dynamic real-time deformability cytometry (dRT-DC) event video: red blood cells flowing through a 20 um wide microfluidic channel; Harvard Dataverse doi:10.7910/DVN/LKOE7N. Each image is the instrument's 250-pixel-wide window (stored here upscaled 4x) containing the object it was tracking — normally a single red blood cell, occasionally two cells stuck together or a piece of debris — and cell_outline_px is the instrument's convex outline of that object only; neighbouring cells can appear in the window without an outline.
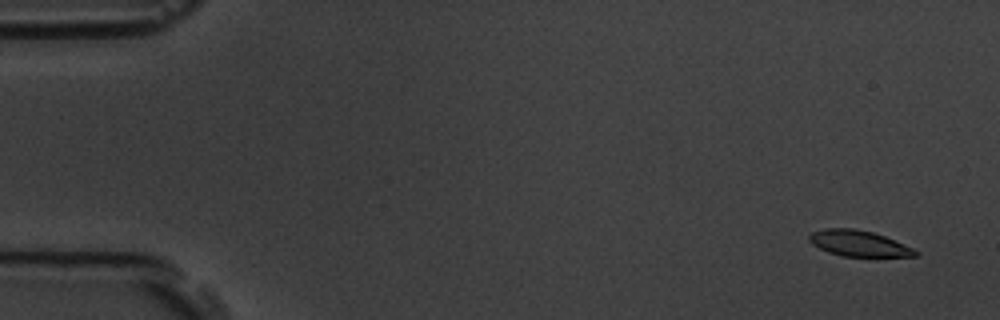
{"species": "common noctule bat (a hibernating species)", "species_latin": "Nyctalus noctula", "temperature_condition": "room temperature", "stored_images_in_passage": 4, "camera_frame_rate_fps": 3000, "um_per_image_px": 0.085, "animal": {"sex": "male", "body_mass_g": 19.5, "forearm_length_mm": 54.6}, "frame": {"image": 1, "passage_image": 1, "time_ms": 0.0, "image_size_px": [1000, 320], "cell_outline_px": [[920, 252], [916, 256], [844, 256], [828, 252], [812, 244], [808, 240], [808, 236], [812, 232], [824, 228], [856, 228], [872, 232], [884, 236], [912, 248]], "centroid_in_image_um": [72.95, 20.68], "position_along_channel_um": 12.0, "area_um2": 15.84}}
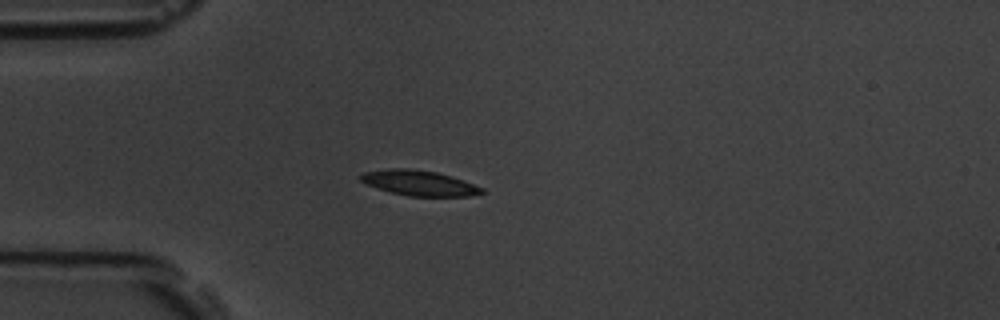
{"frame": {"image": 2, "passage_image": 4, "time_ms": 4.333, "image_size_px": [1000, 320], "cell_outline_px": [[484, 192], [468, 196], [408, 196], [392, 192], [368, 184], [360, 180], [360, 176], [364, 172], [388, 168], [408, 168], [436, 172], [452, 176], [484, 188]], "centroid_in_image_um": [35.65, 15.54], "position_along_channel_um": 49.4, "area_um2": 17.57}}